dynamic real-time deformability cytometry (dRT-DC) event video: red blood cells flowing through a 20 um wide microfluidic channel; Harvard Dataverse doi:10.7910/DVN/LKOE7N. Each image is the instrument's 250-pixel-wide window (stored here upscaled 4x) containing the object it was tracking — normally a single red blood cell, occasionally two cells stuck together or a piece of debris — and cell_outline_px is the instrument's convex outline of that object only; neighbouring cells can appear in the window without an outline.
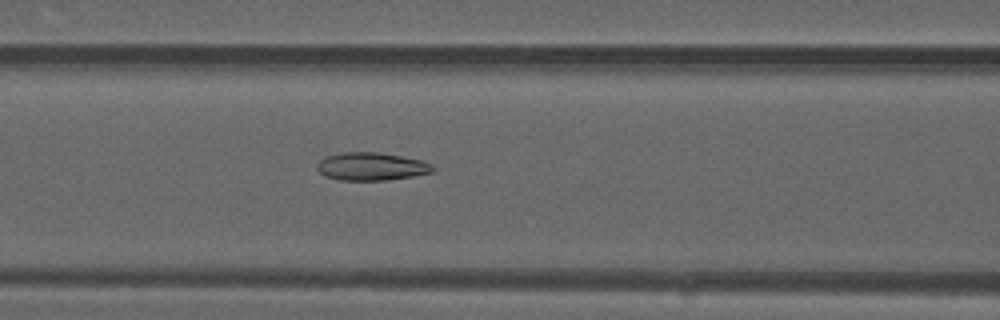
{"species": "common noctule bat (a hibernating species)", "species_latin": "Nyctalus noctula", "temperature_condition": "warm", "stored_images_in_passage": 29, "camera_frame_rate_fps": 3000, "um_per_image_px": 0.085, "animal": {"sex": "male", "forearm_length_mm": 52.5}, "frame": {"image": 1, "passage_image": 9, "time_ms": 2.667, "image_size_px": [1000, 320], "cell_outline_px": [[436, 168], [432, 172], [412, 176], [388, 180], [340, 180], [324, 176], [316, 168], [316, 164], [324, 156], [344, 152], [380, 152], [420, 160], [432, 164]], "centroid_in_image_um": [31.54, 14.15], "position_along_channel_um": 135.1, "area_um2": 18.9}}
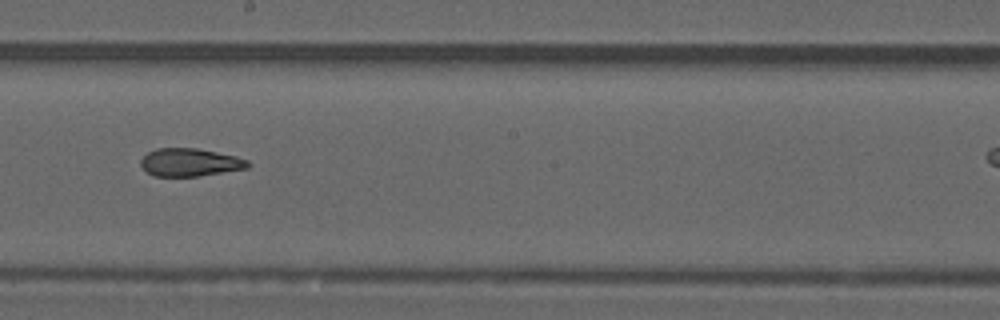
{"frame": {"image": 2, "passage_image": 16, "time_ms": 5.0, "image_size_px": [1000, 320], "cell_outline_px": [[248, 168], [196, 176], [152, 176], [140, 164], [140, 160], [148, 152], [156, 148], [196, 148], [236, 156], [248, 160]], "centroid_in_image_um": [16.12, 13.79], "position_along_channel_um": 232.1, "area_um2": 17.22}}
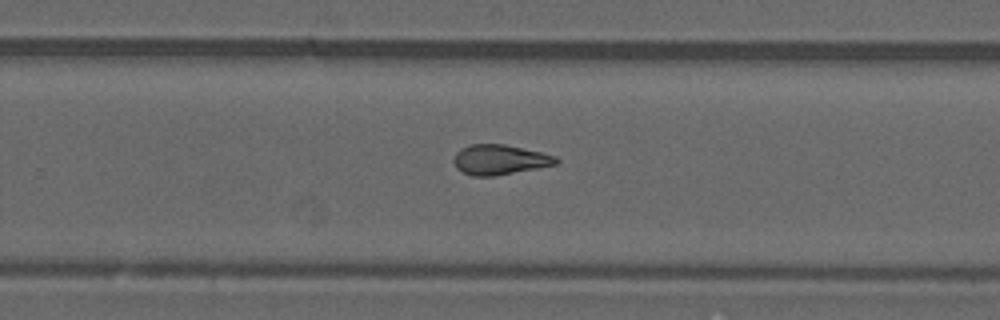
{"frame": {"image": 3, "passage_image": 20, "time_ms": 6.333, "image_size_px": [1000, 320], "cell_outline_px": [[560, 160], [556, 164], [496, 176], [472, 176], [456, 168], [452, 160], [456, 152], [460, 148], [468, 144], [504, 144], [540, 152], [556, 156]], "centroid_in_image_um": [42.43, 13.57], "position_along_channel_um": 287.4, "area_um2": 17.92}}